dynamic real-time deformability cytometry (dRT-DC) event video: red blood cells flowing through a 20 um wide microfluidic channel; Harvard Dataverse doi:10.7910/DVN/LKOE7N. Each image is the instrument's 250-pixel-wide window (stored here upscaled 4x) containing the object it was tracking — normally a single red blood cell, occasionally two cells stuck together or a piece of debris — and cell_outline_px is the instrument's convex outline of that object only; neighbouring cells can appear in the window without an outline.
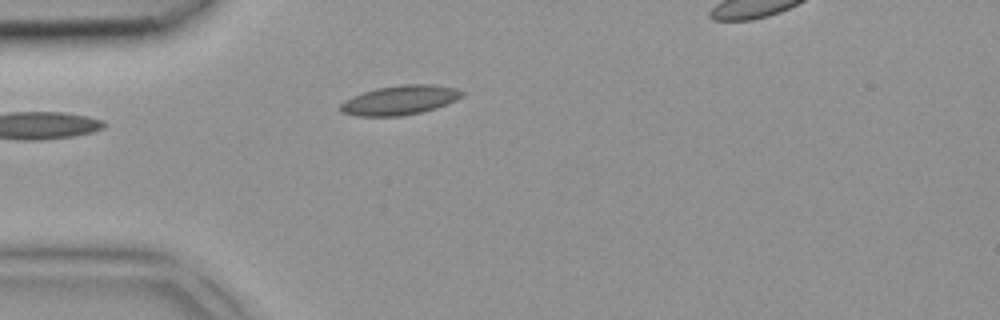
{"species": "common noctule bat (a hibernating species)", "species_latin": "Nyctalus noctula", "temperature_condition": "room temperature", "stored_images_in_passage": 4, "segment_of_instrument_passage": [1, 2], "camera_frame_rate_fps": 3000, "um_per_image_px": 0.085, "animal": {"sex": "female", "body_mass_g": 18.4}, "frame": {"image": 1, "passage_image": 3, "time_ms": 0.667, "image_size_px": [1000, 320], "cell_outline_px": [[464, 96], [456, 100], [436, 108], [420, 112], [400, 116], [356, 116], [340, 112], [336, 108], [344, 100], [352, 96], [376, 88], [404, 84], [432, 84], [456, 88], [464, 92]], "centroid_in_image_um": [33.95, 8.51], "position_along_channel_um": 51.0, "area_um2": 20.98}}